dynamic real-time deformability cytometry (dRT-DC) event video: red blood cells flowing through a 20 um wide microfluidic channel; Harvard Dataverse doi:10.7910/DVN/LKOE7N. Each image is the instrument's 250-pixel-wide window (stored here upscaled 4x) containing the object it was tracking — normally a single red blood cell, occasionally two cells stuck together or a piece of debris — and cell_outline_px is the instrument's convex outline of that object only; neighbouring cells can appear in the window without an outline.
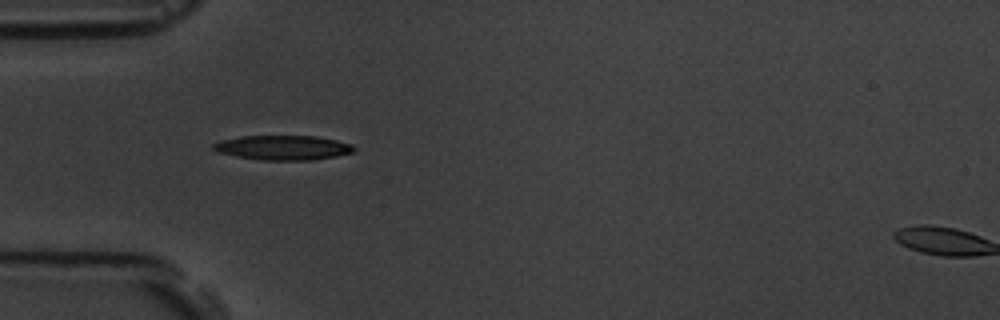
{"species": "common noctule bat (a hibernating species)", "species_latin": "Nyctalus noctula", "temperature_condition": "room temperature", "stored_images_in_passage": 15, "camera_frame_rate_fps": 3000, "um_per_image_px": 0.085, "animal": {"sex": "male", "body_mass_g": 19.5, "forearm_length_mm": 54.6}, "frame": {"image": 1, "passage_image": 5, "time_ms": 5.333, "image_size_px": [1000, 320], "cell_outline_px": [[356, 148], [352, 152], [336, 156], [312, 160], [260, 160], [236, 156], [216, 152], [212, 148], [212, 144], [220, 140], [240, 136], [316, 136], [336, 140], [352, 144]], "centroid_in_image_um": [24.02, 12.55], "position_along_channel_um": 61.0, "area_um2": 20.23}}
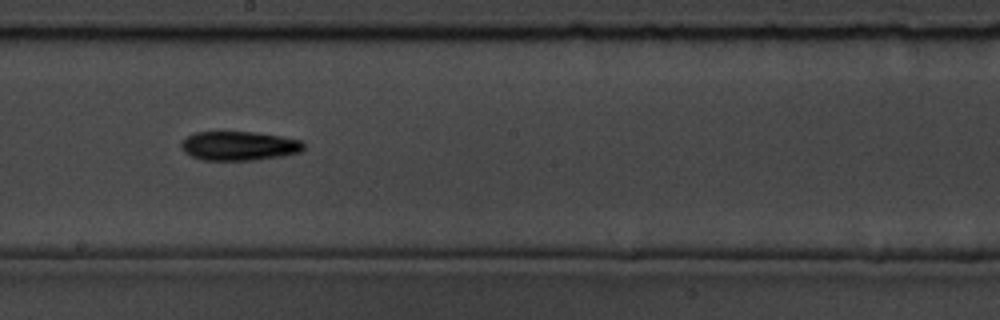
{"frame": {"image": 2, "passage_image": 9, "time_ms": 10.0, "image_size_px": [1000, 320], "cell_outline_px": [[304, 148], [300, 152], [284, 156], [252, 160], [204, 160], [192, 156], [184, 152], [180, 148], [180, 144], [188, 136], [196, 132], [256, 132], [280, 136], [300, 140], [304, 144]], "centroid_in_image_um": [20.32, 12.4], "position_along_channel_um": 227.9, "area_um2": 20.75}}
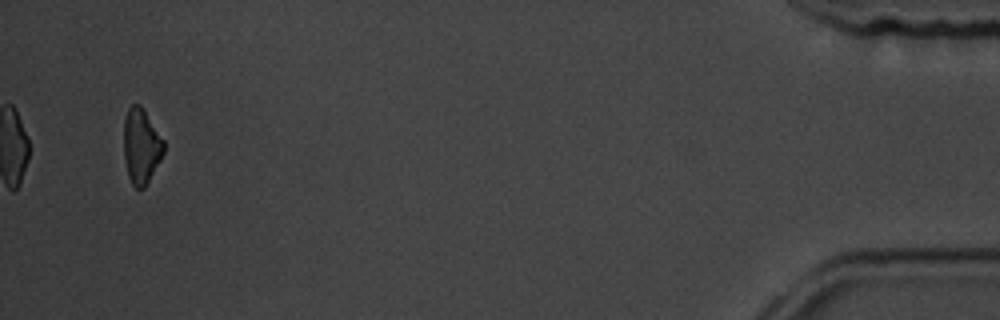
{"frame": {"image": 3, "passage_image": 15, "time_ms": 17.667, "image_size_px": [1000, 320], "cell_outline_px": [[164, 152], [160, 160], [144, 188], [136, 188], [132, 184], [128, 176], [124, 156], [124, 116], [128, 108], [132, 104], [140, 104], [164, 140]], "centroid_in_image_um": [11.99, 12.4], "position_along_channel_um": 423.2, "area_um2": 17.4}, "authors_computed_cell_mechanics": {"area_um2": 20.3456, "velocity_mm_per_s": 3.6383, "shape_relaxation_time_tau1_ms": 11.1232, "shape_relaxation_time_tau2_ms": null, "deformation_change_tau1": 0.2045, "deformation_change_tau2": null}}